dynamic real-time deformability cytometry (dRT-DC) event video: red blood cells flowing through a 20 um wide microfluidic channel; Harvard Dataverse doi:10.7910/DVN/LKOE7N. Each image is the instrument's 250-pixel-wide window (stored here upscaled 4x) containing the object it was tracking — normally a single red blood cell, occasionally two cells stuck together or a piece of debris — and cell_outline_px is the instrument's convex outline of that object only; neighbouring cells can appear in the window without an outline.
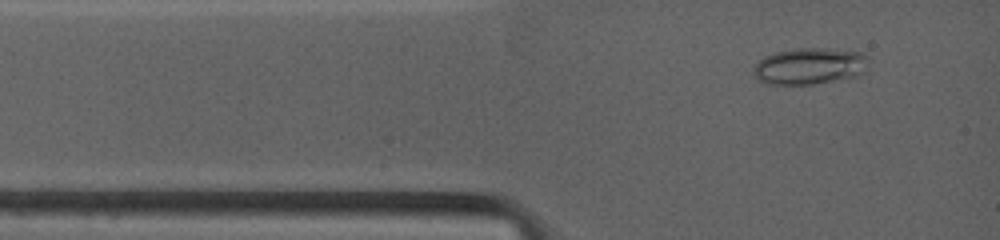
{"species": "common noctule bat (a hibernating species)", "species_latin": "Nyctalus noctula", "temperature_condition": "warm", "stored_images_in_passage": 9, "camera_frame_rate_fps": 4500, "um_per_image_px": 0.085, "animal": {"sex": "female", "body_mass_g": 19.0, "forearm_length_mm": 53.3}, "frame": {"image": 1, "passage_image": 2, "time_ms": 0.444, "image_size_px": [1000, 240], "cell_outline_px": [[868, 60], [864, 72], [856, 76], [812, 84], [768, 84], [760, 80], [752, 72], [752, 68], [764, 56], [776, 52], [792, 48], [828, 48], [860, 52], [868, 56]], "centroid_in_image_um": [68.81, 5.6], "position_along_channel_um": 16.2, "area_um2": 24.45}}
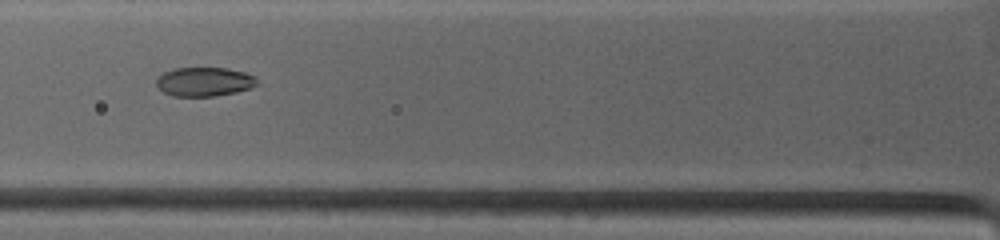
{"frame": {"image": 2, "passage_image": 8, "time_ms": 3.333, "image_size_px": [1000, 240], "cell_outline_px": [[260, 84], [252, 88], [236, 92], [212, 96], [172, 96], [156, 88], [156, 80], [164, 72], [176, 68], [224, 68], [244, 72], [256, 76]], "centroid_in_image_um": [17.4, 6.95], "position_along_channel_um": 108.4, "area_um2": 17.17}}